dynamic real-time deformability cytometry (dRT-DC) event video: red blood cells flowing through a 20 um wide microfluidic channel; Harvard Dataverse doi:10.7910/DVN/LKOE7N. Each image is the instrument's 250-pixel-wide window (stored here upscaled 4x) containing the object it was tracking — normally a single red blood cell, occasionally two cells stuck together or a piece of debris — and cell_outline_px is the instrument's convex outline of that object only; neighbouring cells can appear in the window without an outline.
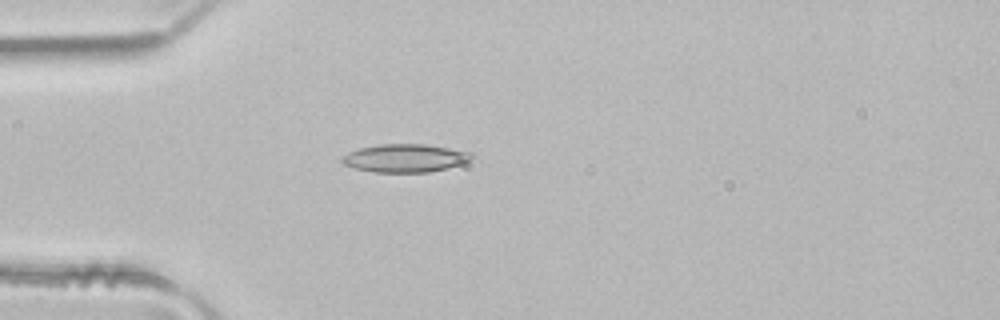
{"species": "common noctule bat (a hibernating species)", "species_latin": "Nyctalus noctula", "temperature_condition": "room temperature", "stored_images_in_passage": 4, "camera_frame_rate_fps": 3000, "um_per_image_px": 0.085, "animal": {"sex": "male", "body_mass_g": 21.5, "forearm_length_mm": 52.0}, "frame": {"image": 1, "passage_image": 4, "time_ms": 1.0, "image_size_px": [1000, 320], "cell_outline_px": [[472, 160], [448, 168], [428, 172], [372, 172], [356, 168], [344, 164], [340, 160], [348, 152], [360, 148], [380, 144], [424, 144], [472, 152]], "centroid_in_image_um": [34.44, 13.44], "position_along_channel_um": 50.6, "area_um2": 21.1}}